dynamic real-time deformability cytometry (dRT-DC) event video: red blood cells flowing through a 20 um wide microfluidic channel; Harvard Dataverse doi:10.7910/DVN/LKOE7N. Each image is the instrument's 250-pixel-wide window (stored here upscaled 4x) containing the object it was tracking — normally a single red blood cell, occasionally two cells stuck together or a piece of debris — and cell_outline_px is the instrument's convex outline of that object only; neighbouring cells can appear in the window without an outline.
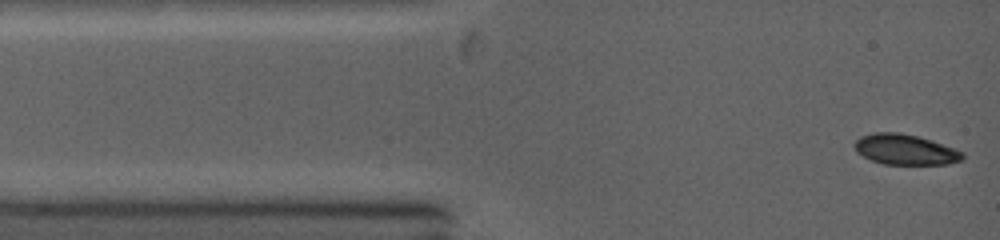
{"species": "common noctule bat (a hibernating species)", "species_latin": "Nyctalus noctula", "temperature_condition": "warm", "stored_images_in_passage": 63, "camera_frame_rate_fps": 5000, "um_per_image_px": 0.085, "animal": {"sex": "female", "body_mass_g": 19.0, "forearm_length_mm": 53.3}, "frame": {"image": 1, "passage_image": 1, "time_ms": 0.0, "image_size_px": [1000, 240], "cell_outline_px": [[964, 160], [948, 164], [884, 164], [872, 160], [856, 152], [852, 144], [860, 136], [876, 132], [900, 132], [932, 140], [964, 152]], "centroid_in_image_um": [76.94, 12.71], "position_along_channel_um": 8.1, "area_um2": 19.25}}
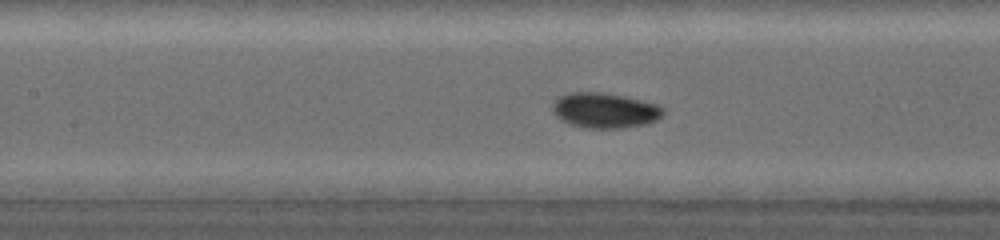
{"frame": {"image": 2, "passage_image": 27, "time_ms": 4.6, "image_size_px": [1000, 240], "cell_outline_px": [[664, 116], [648, 124], [624, 128], [584, 128], [568, 124], [560, 120], [552, 112], [552, 104], [556, 100], [572, 92], [592, 92], [620, 96], [656, 104], [664, 108]], "centroid_in_image_um": [51.41, 9.42], "position_along_channel_um": 156.0, "area_um2": 22.54}}
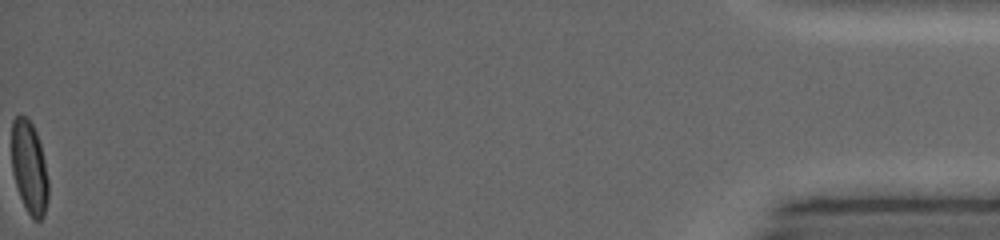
{"frame": {"image": 3, "passage_image": 63, "time_ms": 14.4, "image_size_px": [1000, 240], "cell_outline_px": [[48, 200], [44, 216], [40, 220], [32, 220], [20, 196], [12, 172], [12, 120], [16, 116], [24, 116], [32, 124], [36, 132], [40, 144], [44, 160], [48, 180]], "centroid_in_image_um": [2.49, 14.26], "position_along_channel_um": 432.7, "area_um2": 19.65}, "authors_computed_cell_mechanics": {"area_um2": 20.808, "velocity_mm_per_s": 4.382, "shape_relaxation_time_tau1_ms": 4.2233, "shape_relaxation_time_tau2_ms": 2.2271, "deformation_change_tau1": 0.1507, "deformation_change_tau2": 0.0246}}